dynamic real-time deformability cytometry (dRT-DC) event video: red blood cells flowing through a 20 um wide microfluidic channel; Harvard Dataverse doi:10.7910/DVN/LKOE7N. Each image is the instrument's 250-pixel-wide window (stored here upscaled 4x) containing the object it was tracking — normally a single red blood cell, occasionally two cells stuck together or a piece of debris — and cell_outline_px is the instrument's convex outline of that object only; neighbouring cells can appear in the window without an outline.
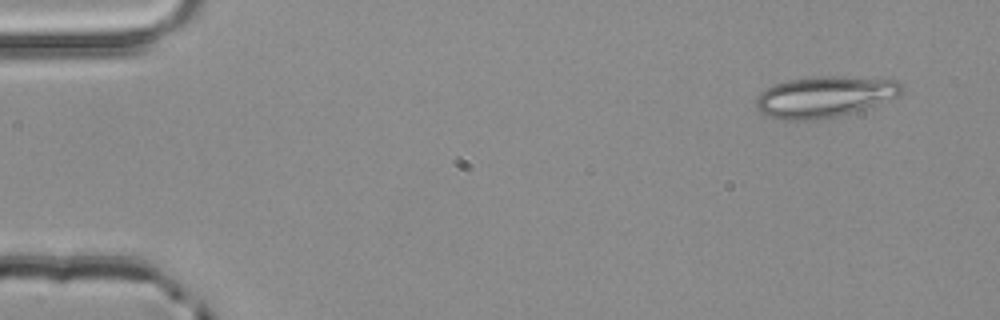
{"species": "common noctule bat (a hibernating species)", "species_latin": "Nyctalus noctula", "temperature_condition": "room temperature", "stored_images_in_passage": 5, "camera_frame_rate_fps": 3000, "um_per_image_px": 0.085, "animal": {"sex": "male", "body_mass_g": 20.4}, "frame": {"image": 1, "passage_image": 5, "time_ms": 1.333, "image_size_px": [1000, 320], "cell_outline_px": [[904, 92], [896, 96], [864, 108], [852, 112], [836, 116], [812, 120], [780, 120], [760, 112], [756, 108], [756, 100], [760, 92], [772, 84], [788, 80], [816, 76], [844, 76], [900, 80], [904, 84]], "centroid_in_image_um": [70.08, 8.2], "position_along_channel_um": 14.9, "area_um2": 34.91}}